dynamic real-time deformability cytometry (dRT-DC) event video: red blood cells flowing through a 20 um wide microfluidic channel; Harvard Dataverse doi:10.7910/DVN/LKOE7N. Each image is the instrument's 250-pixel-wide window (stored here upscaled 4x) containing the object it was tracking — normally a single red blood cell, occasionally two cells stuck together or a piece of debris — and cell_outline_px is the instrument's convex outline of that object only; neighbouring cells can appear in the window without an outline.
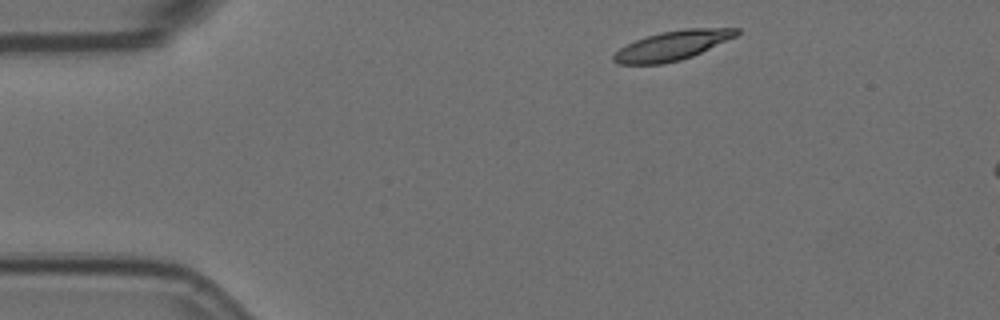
{"species": "Egyptian fruit bat (a non-hibernating species)", "species_latin": "Rousettus aegyptiacus", "temperature_condition": "room temperature", "stored_images_in_passage": 4, "camera_frame_rate_fps": 3000, "um_per_image_px": 0.085, "animal": {"sex": "female"}, "frame": {"image": 1, "passage_image": 1, "time_ms": 0.0, "image_size_px": [1000, 320], "cell_outline_px": [[740, 32], [736, 36], [692, 56], [680, 60], [660, 64], [616, 64], [612, 60], [612, 56], [620, 48], [636, 40], [660, 32], [684, 28], [740, 28]], "centroid_in_image_um": [57.14, 3.86], "position_along_channel_um": 27.9, "area_um2": 20.87}}